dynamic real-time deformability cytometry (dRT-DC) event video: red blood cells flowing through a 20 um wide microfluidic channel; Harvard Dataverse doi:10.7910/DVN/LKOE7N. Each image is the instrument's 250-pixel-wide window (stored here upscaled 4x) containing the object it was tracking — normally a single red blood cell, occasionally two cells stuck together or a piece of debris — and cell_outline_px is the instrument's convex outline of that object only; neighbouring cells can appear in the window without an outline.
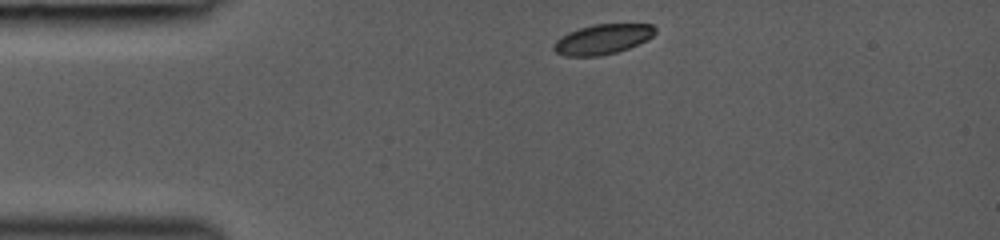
{"species": "common noctule bat (a hibernating species)", "species_latin": "Nyctalus noctula", "temperature_condition": "room temperature", "stored_images_in_passage": 2, "camera_frame_rate_fps": 3000, "um_per_image_px": 0.085, "animal": {"sex": "female", "body_mass_g": 19.0, "forearm_length_mm": 53.3}, "frame": {"image": 1, "passage_image": 1, "time_ms": 0.0, "image_size_px": [1000, 240], "cell_outline_px": [[656, 32], [648, 40], [628, 48], [616, 52], [600, 56], [564, 56], [556, 52], [552, 48], [552, 44], [560, 36], [568, 32], [580, 28], [596, 24], [652, 24], [656, 28]], "centroid_in_image_um": [51.2, 3.34], "position_along_channel_um": 33.8, "area_um2": 17.8}}